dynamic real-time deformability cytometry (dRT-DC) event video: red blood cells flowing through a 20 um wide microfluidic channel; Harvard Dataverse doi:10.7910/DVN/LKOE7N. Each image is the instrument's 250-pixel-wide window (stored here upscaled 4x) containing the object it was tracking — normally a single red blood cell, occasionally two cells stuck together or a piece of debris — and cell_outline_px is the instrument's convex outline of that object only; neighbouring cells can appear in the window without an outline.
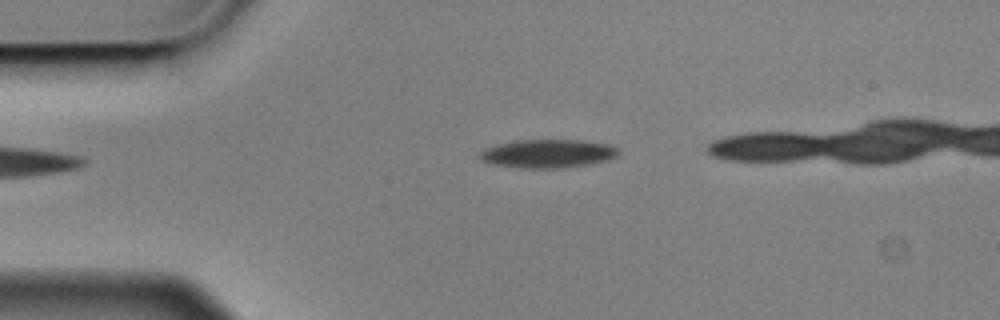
{"species": "Egyptian fruit bat (a non-hibernating species)", "species_latin": "Rousettus aegyptiacus", "temperature_condition": "cold", "stored_images_in_passage": 4, "camera_frame_rate_fps": 3000, "um_per_image_px": 0.085, "animal": {"sex": "male"}, "frame": {"image": 1, "passage_image": 4, "time_ms": 1.0, "image_size_px": [1000, 320], "cell_outline_px": [[620, 152], [616, 156], [608, 160], [588, 164], [560, 168], [524, 168], [492, 164], [480, 160], [476, 156], [484, 148], [496, 144], [516, 140], [584, 140], [608, 144], [616, 148]], "centroid_in_image_um": [46.51, 13.05], "position_along_channel_um": 38.5, "area_um2": 23.12}}